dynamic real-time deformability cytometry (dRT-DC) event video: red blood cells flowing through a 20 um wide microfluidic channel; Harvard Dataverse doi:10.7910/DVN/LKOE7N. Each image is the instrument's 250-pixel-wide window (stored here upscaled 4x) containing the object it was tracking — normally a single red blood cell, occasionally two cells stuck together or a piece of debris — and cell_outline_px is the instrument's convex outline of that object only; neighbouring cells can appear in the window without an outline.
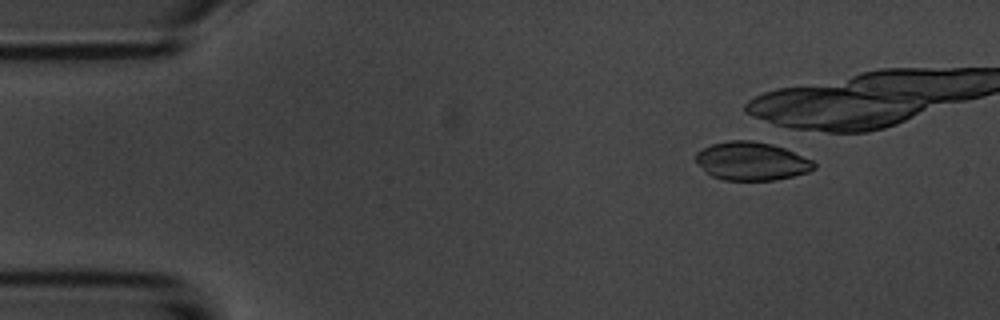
{"species": "common noctule bat (a hibernating species)", "species_latin": "Nyctalus noctula", "temperature_condition": "room temperature", "stored_images_in_passage": 11, "camera_frame_rate_fps": 3000, "um_per_image_px": 0.085, "animal": {"sex": "male", "body_mass_g": 20.1, "forearm_length_mm": 53.5}, "frame": {"image": 1, "passage_image": 1, "time_ms": 0.0, "image_size_px": [1000, 320], "cell_outline_px": [[816, 168], [808, 172], [776, 180], [724, 180], [712, 176], [696, 160], [696, 152], [712, 144], [728, 140], [752, 140], [772, 144], [784, 148], [812, 160], [816, 164]], "centroid_in_image_um": [63.91, 13.69], "position_along_channel_um": 21.1, "area_um2": 26.18}}